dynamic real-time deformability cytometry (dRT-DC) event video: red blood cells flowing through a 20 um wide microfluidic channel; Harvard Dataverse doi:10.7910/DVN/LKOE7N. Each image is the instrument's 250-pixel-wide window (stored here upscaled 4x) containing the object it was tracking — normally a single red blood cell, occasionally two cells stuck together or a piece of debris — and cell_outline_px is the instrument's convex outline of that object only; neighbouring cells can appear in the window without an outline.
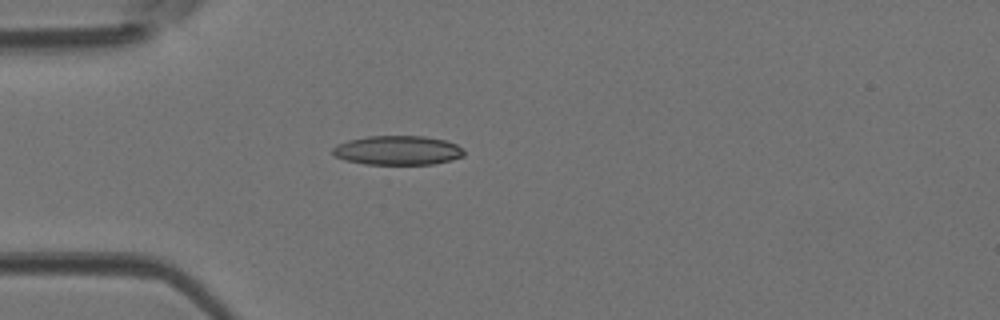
{"species": "Egyptian fruit bat (a non-hibernating species)", "species_latin": "Rousettus aegyptiacus", "temperature_condition": "room temperature", "stored_images_in_passage": 33, "camera_frame_rate_fps": 3000, "um_per_image_px": 0.085, "animal": {"sex": "female"}, "frame": {"image": 1, "passage_image": 1, "time_ms": 0.0, "image_size_px": [1000, 320], "cell_outline_px": [[464, 156], [452, 160], [432, 164], [364, 164], [344, 160], [336, 156], [332, 152], [332, 148], [336, 144], [348, 140], [368, 136], [424, 136], [444, 140], [456, 144], [464, 152]], "centroid_in_image_um": [33.78, 12.78], "position_along_channel_um": 51.2, "area_um2": 22.37}}
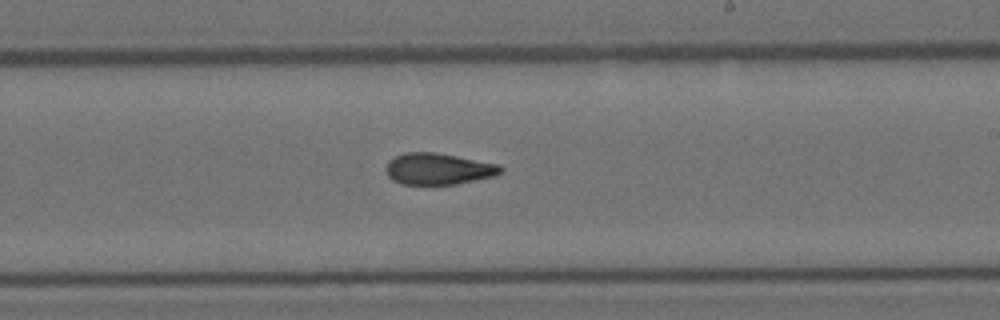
{"frame": {"image": 2, "passage_image": 15, "time_ms": 4.667, "image_size_px": [1000, 320], "cell_outline_px": [[504, 168], [496, 176], [456, 184], [404, 184], [392, 180], [388, 176], [384, 168], [388, 160], [404, 152], [436, 152], [500, 164]], "centroid_in_image_um": [37.25, 14.34], "position_along_channel_um": 251.7, "area_um2": 21.21}}
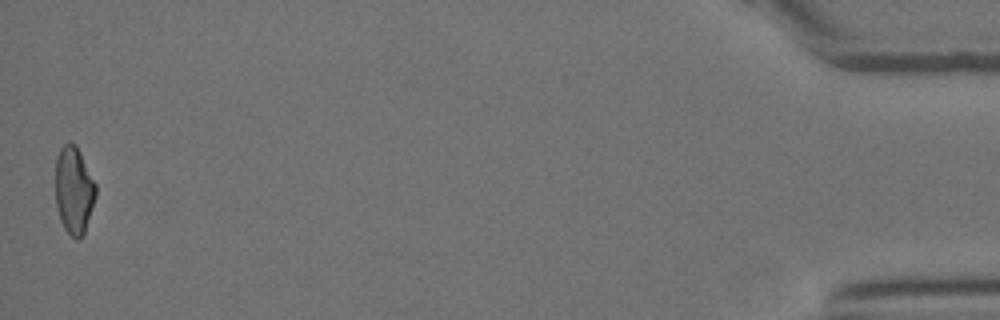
{"frame": {"image": 3, "passage_image": 33, "time_ms": 10.667, "image_size_px": [1000, 320], "cell_outline_px": [[96, 196], [84, 232], [80, 240], [76, 240], [64, 228], [60, 220], [56, 204], [56, 156], [60, 148], [64, 144], [76, 144], [96, 184]], "centroid_in_image_um": [6.28, 16.17], "position_along_channel_um": 428.9, "area_um2": 20.4}}